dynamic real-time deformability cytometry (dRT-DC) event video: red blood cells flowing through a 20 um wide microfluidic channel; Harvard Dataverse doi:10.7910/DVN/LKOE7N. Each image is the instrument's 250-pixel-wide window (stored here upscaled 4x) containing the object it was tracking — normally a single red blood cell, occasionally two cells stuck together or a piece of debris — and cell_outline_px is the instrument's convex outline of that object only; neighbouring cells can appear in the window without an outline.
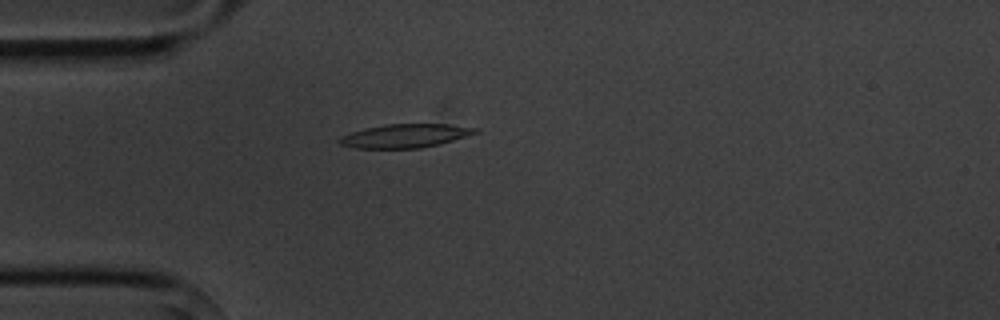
{"species": "common noctule bat (a hibernating species)", "species_latin": "Nyctalus noctula", "temperature_condition": "cold", "stored_images_in_passage": 4, "camera_frame_rate_fps": 3000, "um_per_image_px": 0.085, "animal": {"sex": "male", "body_mass_g": 20.1, "forearm_length_mm": 53.5}, "frame": {"image": 1, "passage_image": 4, "time_ms": 3.333, "image_size_px": [1000, 320], "cell_outline_px": [[480, 132], [440, 144], [420, 148], [356, 148], [340, 144], [336, 140], [340, 136], [364, 128], [384, 124], [448, 124], [480, 128]], "centroid_in_image_um": [34.45, 11.54], "position_along_channel_um": 50.6, "area_um2": 18.84}}